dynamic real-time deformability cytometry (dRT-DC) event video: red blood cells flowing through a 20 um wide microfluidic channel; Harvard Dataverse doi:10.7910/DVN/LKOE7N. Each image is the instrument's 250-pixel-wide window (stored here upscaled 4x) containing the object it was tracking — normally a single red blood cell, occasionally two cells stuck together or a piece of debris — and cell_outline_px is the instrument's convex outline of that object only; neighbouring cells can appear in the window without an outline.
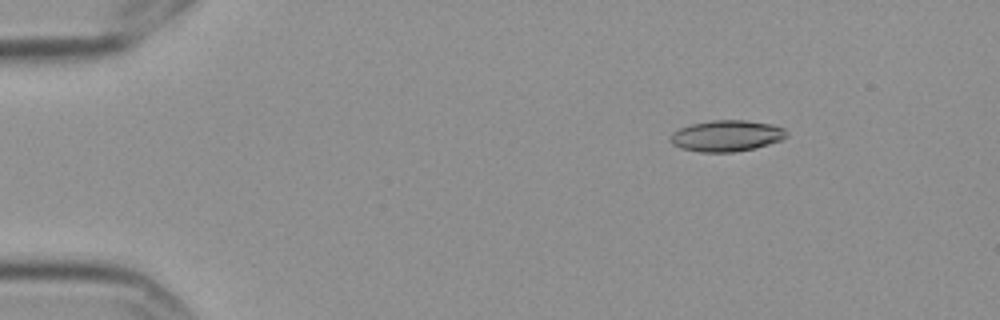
{"species": "Egyptian fruit bat (a non-hibernating species)", "species_latin": "Rousettus aegyptiacus", "temperature_condition": "cold", "stored_images_in_passage": 4, "camera_frame_rate_fps": 3000, "um_per_image_px": 0.085, "frame": {"image": 1, "passage_image": 2, "time_ms": 0.333, "image_size_px": [1000, 320], "cell_outline_px": [[788, 136], [780, 140], [756, 148], [732, 152], [700, 152], [680, 148], [672, 144], [672, 132], [680, 128], [692, 124], [712, 120], [744, 120], [772, 124], [784, 128], [788, 132]], "centroid_in_image_um": [61.79, 11.54], "position_along_channel_um": 23.2, "area_um2": 21.04}}